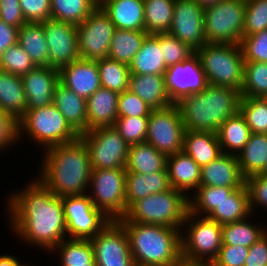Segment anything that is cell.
Wrapping results in <instances>:
<instances>
[{
    "label": "cell",
    "instance_id": "obj_23",
    "mask_svg": "<svg viewBox=\"0 0 267 266\" xmlns=\"http://www.w3.org/2000/svg\"><path fill=\"white\" fill-rule=\"evenodd\" d=\"M99 6L116 29L145 31L144 0H105Z\"/></svg>",
    "mask_w": 267,
    "mask_h": 266
},
{
    "label": "cell",
    "instance_id": "obj_47",
    "mask_svg": "<svg viewBox=\"0 0 267 266\" xmlns=\"http://www.w3.org/2000/svg\"><path fill=\"white\" fill-rule=\"evenodd\" d=\"M159 47L163 53L166 67L182 62L196 52L188 44L181 42L169 33L159 34Z\"/></svg>",
    "mask_w": 267,
    "mask_h": 266
},
{
    "label": "cell",
    "instance_id": "obj_36",
    "mask_svg": "<svg viewBox=\"0 0 267 266\" xmlns=\"http://www.w3.org/2000/svg\"><path fill=\"white\" fill-rule=\"evenodd\" d=\"M54 252L59 254L60 266H96L90 239L66 238L50 253Z\"/></svg>",
    "mask_w": 267,
    "mask_h": 266
},
{
    "label": "cell",
    "instance_id": "obj_15",
    "mask_svg": "<svg viewBox=\"0 0 267 266\" xmlns=\"http://www.w3.org/2000/svg\"><path fill=\"white\" fill-rule=\"evenodd\" d=\"M164 81L173 104H177L186 96L201 92L209 85L196 52L188 59L167 67Z\"/></svg>",
    "mask_w": 267,
    "mask_h": 266
},
{
    "label": "cell",
    "instance_id": "obj_28",
    "mask_svg": "<svg viewBox=\"0 0 267 266\" xmlns=\"http://www.w3.org/2000/svg\"><path fill=\"white\" fill-rule=\"evenodd\" d=\"M201 168L223 154L217 133L185 131L183 150Z\"/></svg>",
    "mask_w": 267,
    "mask_h": 266
},
{
    "label": "cell",
    "instance_id": "obj_56",
    "mask_svg": "<svg viewBox=\"0 0 267 266\" xmlns=\"http://www.w3.org/2000/svg\"><path fill=\"white\" fill-rule=\"evenodd\" d=\"M244 266H267V233L249 247Z\"/></svg>",
    "mask_w": 267,
    "mask_h": 266
},
{
    "label": "cell",
    "instance_id": "obj_37",
    "mask_svg": "<svg viewBox=\"0 0 267 266\" xmlns=\"http://www.w3.org/2000/svg\"><path fill=\"white\" fill-rule=\"evenodd\" d=\"M147 36L145 31L116 29L111 39L108 58L129 65Z\"/></svg>",
    "mask_w": 267,
    "mask_h": 266
},
{
    "label": "cell",
    "instance_id": "obj_52",
    "mask_svg": "<svg viewBox=\"0 0 267 266\" xmlns=\"http://www.w3.org/2000/svg\"><path fill=\"white\" fill-rule=\"evenodd\" d=\"M26 22L41 23L51 19V0H19Z\"/></svg>",
    "mask_w": 267,
    "mask_h": 266
},
{
    "label": "cell",
    "instance_id": "obj_8",
    "mask_svg": "<svg viewBox=\"0 0 267 266\" xmlns=\"http://www.w3.org/2000/svg\"><path fill=\"white\" fill-rule=\"evenodd\" d=\"M182 228L184 229L180 230L182 259L212 263L222 246V225L208 217L188 211Z\"/></svg>",
    "mask_w": 267,
    "mask_h": 266
},
{
    "label": "cell",
    "instance_id": "obj_2",
    "mask_svg": "<svg viewBox=\"0 0 267 266\" xmlns=\"http://www.w3.org/2000/svg\"><path fill=\"white\" fill-rule=\"evenodd\" d=\"M44 152L37 179L59 197L87 194L92 168L88 148L80 137Z\"/></svg>",
    "mask_w": 267,
    "mask_h": 266
},
{
    "label": "cell",
    "instance_id": "obj_34",
    "mask_svg": "<svg viewBox=\"0 0 267 266\" xmlns=\"http://www.w3.org/2000/svg\"><path fill=\"white\" fill-rule=\"evenodd\" d=\"M251 214L248 192L244 184L241 188L235 189L227 198H224L208 218L223 225L241 221Z\"/></svg>",
    "mask_w": 267,
    "mask_h": 266
},
{
    "label": "cell",
    "instance_id": "obj_7",
    "mask_svg": "<svg viewBox=\"0 0 267 266\" xmlns=\"http://www.w3.org/2000/svg\"><path fill=\"white\" fill-rule=\"evenodd\" d=\"M196 53L210 85L241 91L244 58L239 44L206 43Z\"/></svg>",
    "mask_w": 267,
    "mask_h": 266
},
{
    "label": "cell",
    "instance_id": "obj_31",
    "mask_svg": "<svg viewBox=\"0 0 267 266\" xmlns=\"http://www.w3.org/2000/svg\"><path fill=\"white\" fill-rule=\"evenodd\" d=\"M130 74L164 75L167 67L159 47V34L148 35L129 64Z\"/></svg>",
    "mask_w": 267,
    "mask_h": 266
},
{
    "label": "cell",
    "instance_id": "obj_35",
    "mask_svg": "<svg viewBox=\"0 0 267 266\" xmlns=\"http://www.w3.org/2000/svg\"><path fill=\"white\" fill-rule=\"evenodd\" d=\"M36 66H48V47L42 23L26 22L18 29V40Z\"/></svg>",
    "mask_w": 267,
    "mask_h": 266
},
{
    "label": "cell",
    "instance_id": "obj_17",
    "mask_svg": "<svg viewBox=\"0 0 267 266\" xmlns=\"http://www.w3.org/2000/svg\"><path fill=\"white\" fill-rule=\"evenodd\" d=\"M41 23L48 47V66L59 70L80 58L75 24L54 19Z\"/></svg>",
    "mask_w": 267,
    "mask_h": 266
},
{
    "label": "cell",
    "instance_id": "obj_42",
    "mask_svg": "<svg viewBox=\"0 0 267 266\" xmlns=\"http://www.w3.org/2000/svg\"><path fill=\"white\" fill-rule=\"evenodd\" d=\"M101 87L122 93L129 89V65L110 58L96 60Z\"/></svg>",
    "mask_w": 267,
    "mask_h": 266
},
{
    "label": "cell",
    "instance_id": "obj_57",
    "mask_svg": "<svg viewBox=\"0 0 267 266\" xmlns=\"http://www.w3.org/2000/svg\"><path fill=\"white\" fill-rule=\"evenodd\" d=\"M18 29L0 19V58L7 48L17 44Z\"/></svg>",
    "mask_w": 267,
    "mask_h": 266
},
{
    "label": "cell",
    "instance_id": "obj_50",
    "mask_svg": "<svg viewBox=\"0 0 267 266\" xmlns=\"http://www.w3.org/2000/svg\"><path fill=\"white\" fill-rule=\"evenodd\" d=\"M152 110L146 102L129 89L119 93L117 106L118 118L149 117Z\"/></svg>",
    "mask_w": 267,
    "mask_h": 266
},
{
    "label": "cell",
    "instance_id": "obj_46",
    "mask_svg": "<svg viewBox=\"0 0 267 266\" xmlns=\"http://www.w3.org/2000/svg\"><path fill=\"white\" fill-rule=\"evenodd\" d=\"M149 117L117 118L114 127L128 145L146 141Z\"/></svg>",
    "mask_w": 267,
    "mask_h": 266
},
{
    "label": "cell",
    "instance_id": "obj_26",
    "mask_svg": "<svg viewBox=\"0 0 267 266\" xmlns=\"http://www.w3.org/2000/svg\"><path fill=\"white\" fill-rule=\"evenodd\" d=\"M53 104L79 135L87 132V103L85 99L59 82L54 90Z\"/></svg>",
    "mask_w": 267,
    "mask_h": 266
},
{
    "label": "cell",
    "instance_id": "obj_53",
    "mask_svg": "<svg viewBox=\"0 0 267 266\" xmlns=\"http://www.w3.org/2000/svg\"><path fill=\"white\" fill-rule=\"evenodd\" d=\"M249 247L222 245L212 266H244Z\"/></svg>",
    "mask_w": 267,
    "mask_h": 266
},
{
    "label": "cell",
    "instance_id": "obj_1",
    "mask_svg": "<svg viewBox=\"0 0 267 266\" xmlns=\"http://www.w3.org/2000/svg\"><path fill=\"white\" fill-rule=\"evenodd\" d=\"M8 223L15 236L30 247L50 253L68 238L61 197L56 196L39 179L8 195Z\"/></svg>",
    "mask_w": 267,
    "mask_h": 266
},
{
    "label": "cell",
    "instance_id": "obj_51",
    "mask_svg": "<svg viewBox=\"0 0 267 266\" xmlns=\"http://www.w3.org/2000/svg\"><path fill=\"white\" fill-rule=\"evenodd\" d=\"M245 186L251 213L253 214L258 206L267 210V176L261 174L248 176L245 178Z\"/></svg>",
    "mask_w": 267,
    "mask_h": 266
},
{
    "label": "cell",
    "instance_id": "obj_48",
    "mask_svg": "<svg viewBox=\"0 0 267 266\" xmlns=\"http://www.w3.org/2000/svg\"><path fill=\"white\" fill-rule=\"evenodd\" d=\"M267 29V0H246L243 36Z\"/></svg>",
    "mask_w": 267,
    "mask_h": 266
},
{
    "label": "cell",
    "instance_id": "obj_39",
    "mask_svg": "<svg viewBox=\"0 0 267 266\" xmlns=\"http://www.w3.org/2000/svg\"><path fill=\"white\" fill-rule=\"evenodd\" d=\"M175 0H144L145 32L168 33L172 25Z\"/></svg>",
    "mask_w": 267,
    "mask_h": 266
},
{
    "label": "cell",
    "instance_id": "obj_18",
    "mask_svg": "<svg viewBox=\"0 0 267 266\" xmlns=\"http://www.w3.org/2000/svg\"><path fill=\"white\" fill-rule=\"evenodd\" d=\"M169 34L197 51L207 41L204 34V8L195 0H175Z\"/></svg>",
    "mask_w": 267,
    "mask_h": 266
},
{
    "label": "cell",
    "instance_id": "obj_25",
    "mask_svg": "<svg viewBox=\"0 0 267 266\" xmlns=\"http://www.w3.org/2000/svg\"><path fill=\"white\" fill-rule=\"evenodd\" d=\"M171 188L167 171H156L149 175L126 172V211L134 202Z\"/></svg>",
    "mask_w": 267,
    "mask_h": 266
},
{
    "label": "cell",
    "instance_id": "obj_49",
    "mask_svg": "<svg viewBox=\"0 0 267 266\" xmlns=\"http://www.w3.org/2000/svg\"><path fill=\"white\" fill-rule=\"evenodd\" d=\"M239 45L244 62L267 63V29L251 36H243Z\"/></svg>",
    "mask_w": 267,
    "mask_h": 266
},
{
    "label": "cell",
    "instance_id": "obj_9",
    "mask_svg": "<svg viewBox=\"0 0 267 266\" xmlns=\"http://www.w3.org/2000/svg\"><path fill=\"white\" fill-rule=\"evenodd\" d=\"M87 195L111 221L123 218L126 214V169L92 170Z\"/></svg>",
    "mask_w": 267,
    "mask_h": 266
},
{
    "label": "cell",
    "instance_id": "obj_24",
    "mask_svg": "<svg viewBox=\"0 0 267 266\" xmlns=\"http://www.w3.org/2000/svg\"><path fill=\"white\" fill-rule=\"evenodd\" d=\"M119 93L100 87L87 100V131L113 126L118 118Z\"/></svg>",
    "mask_w": 267,
    "mask_h": 266
},
{
    "label": "cell",
    "instance_id": "obj_59",
    "mask_svg": "<svg viewBox=\"0 0 267 266\" xmlns=\"http://www.w3.org/2000/svg\"><path fill=\"white\" fill-rule=\"evenodd\" d=\"M176 266H212L210 262H190L181 259Z\"/></svg>",
    "mask_w": 267,
    "mask_h": 266
},
{
    "label": "cell",
    "instance_id": "obj_12",
    "mask_svg": "<svg viewBox=\"0 0 267 266\" xmlns=\"http://www.w3.org/2000/svg\"><path fill=\"white\" fill-rule=\"evenodd\" d=\"M76 27L80 58L96 61L108 57L116 27L99 5Z\"/></svg>",
    "mask_w": 267,
    "mask_h": 266
},
{
    "label": "cell",
    "instance_id": "obj_38",
    "mask_svg": "<svg viewBox=\"0 0 267 266\" xmlns=\"http://www.w3.org/2000/svg\"><path fill=\"white\" fill-rule=\"evenodd\" d=\"M241 221L222 225V245H241L250 247L267 233V227L250 222V217ZM263 226V227H262Z\"/></svg>",
    "mask_w": 267,
    "mask_h": 266
},
{
    "label": "cell",
    "instance_id": "obj_60",
    "mask_svg": "<svg viewBox=\"0 0 267 266\" xmlns=\"http://www.w3.org/2000/svg\"><path fill=\"white\" fill-rule=\"evenodd\" d=\"M202 8H208L224 0H195Z\"/></svg>",
    "mask_w": 267,
    "mask_h": 266
},
{
    "label": "cell",
    "instance_id": "obj_5",
    "mask_svg": "<svg viewBox=\"0 0 267 266\" xmlns=\"http://www.w3.org/2000/svg\"><path fill=\"white\" fill-rule=\"evenodd\" d=\"M188 211V197L171 188L134 202L127 209L124 218L133 223L182 229Z\"/></svg>",
    "mask_w": 267,
    "mask_h": 266
},
{
    "label": "cell",
    "instance_id": "obj_62",
    "mask_svg": "<svg viewBox=\"0 0 267 266\" xmlns=\"http://www.w3.org/2000/svg\"><path fill=\"white\" fill-rule=\"evenodd\" d=\"M105 0H96L97 4L99 5L101 2H103Z\"/></svg>",
    "mask_w": 267,
    "mask_h": 266
},
{
    "label": "cell",
    "instance_id": "obj_44",
    "mask_svg": "<svg viewBox=\"0 0 267 266\" xmlns=\"http://www.w3.org/2000/svg\"><path fill=\"white\" fill-rule=\"evenodd\" d=\"M241 97L267 98V63L244 62Z\"/></svg>",
    "mask_w": 267,
    "mask_h": 266
},
{
    "label": "cell",
    "instance_id": "obj_16",
    "mask_svg": "<svg viewBox=\"0 0 267 266\" xmlns=\"http://www.w3.org/2000/svg\"><path fill=\"white\" fill-rule=\"evenodd\" d=\"M90 241L96 266H135L127 233L117 221H110Z\"/></svg>",
    "mask_w": 267,
    "mask_h": 266
},
{
    "label": "cell",
    "instance_id": "obj_11",
    "mask_svg": "<svg viewBox=\"0 0 267 266\" xmlns=\"http://www.w3.org/2000/svg\"><path fill=\"white\" fill-rule=\"evenodd\" d=\"M80 138L88 148L92 170L125 168L129 145L114 126L91 129Z\"/></svg>",
    "mask_w": 267,
    "mask_h": 266
},
{
    "label": "cell",
    "instance_id": "obj_33",
    "mask_svg": "<svg viewBox=\"0 0 267 266\" xmlns=\"http://www.w3.org/2000/svg\"><path fill=\"white\" fill-rule=\"evenodd\" d=\"M237 160L244 178L260 174L267 163V134L251 133Z\"/></svg>",
    "mask_w": 267,
    "mask_h": 266
},
{
    "label": "cell",
    "instance_id": "obj_45",
    "mask_svg": "<svg viewBox=\"0 0 267 266\" xmlns=\"http://www.w3.org/2000/svg\"><path fill=\"white\" fill-rule=\"evenodd\" d=\"M35 67L34 62L19 44L7 48L0 58V70L13 75L22 76Z\"/></svg>",
    "mask_w": 267,
    "mask_h": 266
},
{
    "label": "cell",
    "instance_id": "obj_54",
    "mask_svg": "<svg viewBox=\"0 0 267 266\" xmlns=\"http://www.w3.org/2000/svg\"><path fill=\"white\" fill-rule=\"evenodd\" d=\"M18 143V124L10 115L0 109V152Z\"/></svg>",
    "mask_w": 267,
    "mask_h": 266
},
{
    "label": "cell",
    "instance_id": "obj_22",
    "mask_svg": "<svg viewBox=\"0 0 267 266\" xmlns=\"http://www.w3.org/2000/svg\"><path fill=\"white\" fill-rule=\"evenodd\" d=\"M166 169L171 187L187 197L200 186L201 168L184 151L168 155Z\"/></svg>",
    "mask_w": 267,
    "mask_h": 266
},
{
    "label": "cell",
    "instance_id": "obj_19",
    "mask_svg": "<svg viewBox=\"0 0 267 266\" xmlns=\"http://www.w3.org/2000/svg\"><path fill=\"white\" fill-rule=\"evenodd\" d=\"M26 94V110L53 103L54 90L59 83V71L50 66H36L21 76Z\"/></svg>",
    "mask_w": 267,
    "mask_h": 266
},
{
    "label": "cell",
    "instance_id": "obj_4",
    "mask_svg": "<svg viewBox=\"0 0 267 266\" xmlns=\"http://www.w3.org/2000/svg\"><path fill=\"white\" fill-rule=\"evenodd\" d=\"M240 99L239 90L209 84L201 92L186 96L176 105L186 131L217 133L221 124L239 111Z\"/></svg>",
    "mask_w": 267,
    "mask_h": 266
},
{
    "label": "cell",
    "instance_id": "obj_10",
    "mask_svg": "<svg viewBox=\"0 0 267 266\" xmlns=\"http://www.w3.org/2000/svg\"><path fill=\"white\" fill-rule=\"evenodd\" d=\"M246 0H224L204 9L207 43L240 44L245 23Z\"/></svg>",
    "mask_w": 267,
    "mask_h": 266
},
{
    "label": "cell",
    "instance_id": "obj_58",
    "mask_svg": "<svg viewBox=\"0 0 267 266\" xmlns=\"http://www.w3.org/2000/svg\"><path fill=\"white\" fill-rule=\"evenodd\" d=\"M16 256L10 254H2L0 256V266H26L27 264H21V261Z\"/></svg>",
    "mask_w": 267,
    "mask_h": 266
},
{
    "label": "cell",
    "instance_id": "obj_43",
    "mask_svg": "<svg viewBox=\"0 0 267 266\" xmlns=\"http://www.w3.org/2000/svg\"><path fill=\"white\" fill-rule=\"evenodd\" d=\"M239 111L251 133L267 134V98L241 97Z\"/></svg>",
    "mask_w": 267,
    "mask_h": 266
},
{
    "label": "cell",
    "instance_id": "obj_21",
    "mask_svg": "<svg viewBox=\"0 0 267 266\" xmlns=\"http://www.w3.org/2000/svg\"><path fill=\"white\" fill-rule=\"evenodd\" d=\"M244 184L236 155L223 153L201 167L200 186L241 188Z\"/></svg>",
    "mask_w": 267,
    "mask_h": 266
},
{
    "label": "cell",
    "instance_id": "obj_61",
    "mask_svg": "<svg viewBox=\"0 0 267 266\" xmlns=\"http://www.w3.org/2000/svg\"><path fill=\"white\" fill-rule=\"evenodd\" d=\"M261 175L267 176V163L265 165L264 170L260 173Z\"/></svg>",
    "mask_w": 267,
    "mask_h": 266
},
{
    "label": "cell",
    "instance_id": "obj_32",
    "mask_svg": "<svg viewBox=\"0 0 267 266\" xmlns=\"http://www.w3.org/2000/svg\"><path fill=\"white\" fill-rule=\"evenodd\" d=\"M250 135V128L240 111L223 122L217 132L223 153L236 156L248 142Z\"/></svg>",
    "mask_w": 267,
    "mask_h": 266
},
{
    "label": "cell",
    "instance_id": "obj_6",
    "mask_svg": "<svg viewBox=\"0 0 267 266\" xmlns=\"http://www.w3.org/2000/svg\"><path fill=\"white\" fill-rule=\"evenodd\" d=\"M17 124L18 142H21L20 139L26 133V137L31 138L34 144L41 145L43 151L55 145L75 141L80 137L53 103L26 110Z\"/></svg>",
    "mask_w": 267,
    "mask_h": 266
},
{
    "label": "cell",
    "instance_id": "obj_27",
    "mask_svg": "<svg viewBox=\"0 0 267 266\" xmlns=\"http://www.w3.org/2000/svg\"><path fill=\"white\" fill-rule=\"evenodd\" d=\"M129 90L152 109H163L173 104L166 91L164 75L130 74Z\"/></svg>",
    "mask_w": 267,
    "mask_h": 266
},
{
    "label": "cell",
    "instance_id": "obj_13",
    "mask_svg": "<svg viewBox=\"0 0 267 266\" xmlns=\"http://www.w3.org/2000/svg\"><path fill=\"white\" fill-rule=\"evenodd\" d=\"M185 131L176 104L153 109L148 120L146 142L168 156L183 150Z\"/></svg>",
    "mask_w": 267,
    "mask_h": 266
},
{
    "label": "cell",
    "instance_id": "obj_3",
    "mask_svg": "<svg viewBox=\"0 0 267 266\" xmlns=\"http://www.w3.org/2000/svg\"><path fill=\"white\" fill-rule=\"evenodd\" d=\"M126 231L135 266H176L182 259L181 229L117 221Z\"/></svg>",
    "mask_w": 267,
    "mask_h": 266
},
{
    "label": "cell",
    "instance_id": "obj_30",
    "mask_svg": "<svg viewBox=\"0 0 267 266\" xmlns=\"http://www.w3.org/2000/svg\"><path fill=\"white\" fill-rule=\"evenodd\" d=\"M167 157L146 141L132 144L128 148L125 169L126 172L147 175L156 171H167Z\"/></svg>",
    "mask_w": 267,
    "mask_h": 266
},
{
    "label": "cell",
    "instance_id": "obj_20",
    "mask_svg": "<svg viewBox=\"0 0 267 266\" xmlns=\"http://www.w3.org/2000/svg\"><path fill=\"white\" fill-rule=\"evenodd\" d=\"M59 82L87 100L101 87L97 62L79 58L59 70Z\"/></svg>",
    "mask_w": 267,
    "mask_h": 266
},
{
    "label": "cell",
    "instance_id": "obj_41",
    "mask_svg": "<svg viewBox=\"0 0 267 266\" xmlns=\"http://www.w3.org/2000/svg\"><path fill=\"white\" fill-rule=\"evenodd\" d=\"M97 6L96 0H51V19L78 25Z\"/></svg>",
    "mask_w": 267,
    "mask_h": 266
},
{
    "label": "cell",
    "instance_id": "obj_55",
    "mask_svg": "<svg viewBox=\"0 0 267 266\" xmlns=\"http://www.w3.org/2000/svg\"><path fill=\"white\" fill-rule=\"evenodd\" d=\"M0 19L7 25L20 28L26 23L19 0H0Z\"/></svg>",
    "mask_w": 267,
    "mask_h": 266
},
{
    "label": "cell",
    "instance_id": "obj_29",
    "mask_svg": "<svg viewBox=\"0 0 267 266\" xmlns=\"http://www.w3.org/2000/svg\"><path fill=\"white\" fill-rule=\"evenodd\" d=\"M26 99L21 76L0 70V109L18 122L26 112Z\"/></svg>",
    "mask_w": 267,
    "mask_h": 266
},
{
    "label": "cell",
    "instance_id": "obj_40",
    "mask_svg": "<svg viewBox=\"0 0 267 266\" xmlns=\"http://www.w3.org/2000/svg\"><path fill=\"white\" fill-rule=\"evenodd\" d=\"M235 189L238 188L199 186L194 194L188 197L189 212L208 217Z\"/></svg>",
    "mask_w": 267,
    "mask_h": 266
},
{
    "label": "cell",
    "instance_id": "obj_14",
    "mask_svg": "<svg viewBox=\"0 0 267 266\" xmlns=\"http://www.w3.org/2000/svg\"><path fill=\"white\" fill-rule=\"evenodd\" d=\"M67 237L71 239H91L111 220L108 219L85 195L61 197Z\"/></svg>",
    "mask_w": 267,
    "mask_h": 266
}]
</instances>
